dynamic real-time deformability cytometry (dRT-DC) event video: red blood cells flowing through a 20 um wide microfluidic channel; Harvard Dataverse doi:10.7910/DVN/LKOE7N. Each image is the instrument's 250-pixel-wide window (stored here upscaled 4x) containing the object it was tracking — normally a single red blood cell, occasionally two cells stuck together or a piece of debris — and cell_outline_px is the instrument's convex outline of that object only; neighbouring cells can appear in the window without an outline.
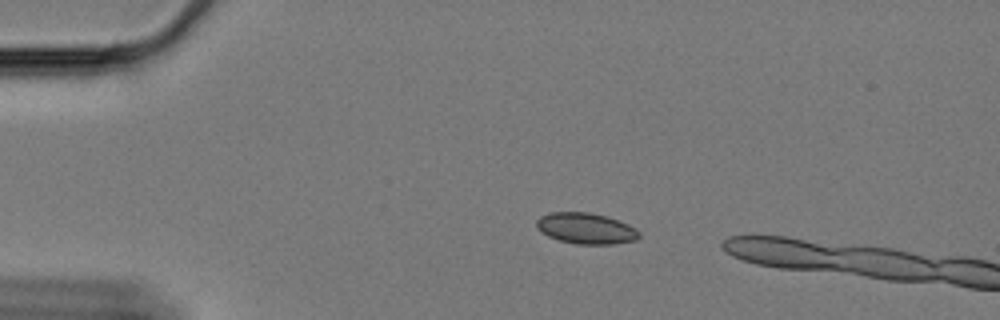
{"species": "Egyptian fruit bat (a non-hibernating species)", "species_latin": "Rousettus aegyptiacus", "temperature_condition": "cold", "stored_images_in_passage": 13, "camera_frame_rate_fps": 3000, "um_per_image_px": 0.085, "animal": {"sex": "female"}, "frame": {"image": 1, "passage_image": 10, "time_ms": 3.0, "image_size_px": [1000, 320], "cell_outline_px": [[640, 236], [636, 240], [616, 244], [576, 244], [560, 240], [548, 236], [540, 232], [536, 228], [536, 220], [540, 216], [552, 212], [588, 212], [604, 216], [628, 224], [636, 228], [640, 232]], "centroid_in_image_um": [49.79, 19.42], "position_along_channel_um": 35.2, "area_um2": 18.55}}